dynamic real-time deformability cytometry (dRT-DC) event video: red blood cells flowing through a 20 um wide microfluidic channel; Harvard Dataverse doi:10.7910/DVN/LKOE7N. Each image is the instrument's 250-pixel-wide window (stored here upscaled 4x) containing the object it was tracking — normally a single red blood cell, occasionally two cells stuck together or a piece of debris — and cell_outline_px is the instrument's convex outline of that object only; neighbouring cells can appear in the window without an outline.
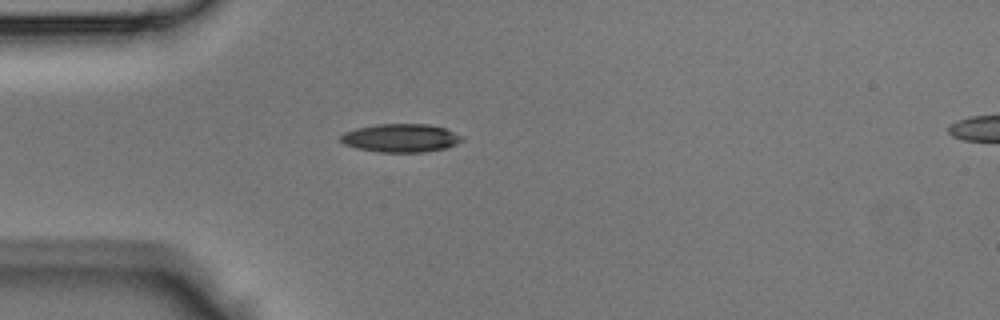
{"species": "Egyptian fruit bat (a non-hibernating species)", "species_latin": "Rousettus aegyptiacus", "temperature_condition": "room temperature", "stored_images_in_passage": 31, "camera_frame_rate_fps": 3000, "um_per_image_px": 0.085, "animal": {"sex": "male"}, "frame": {"image": 1, "passage_image": 1, "time_ms": 0.0, "image_size_px": [1000, 320], "cell_outline_px": [[464, 140], [456, 144], [444, 148], [420, 152], [380, 152], [356, 148], [344, 144], [340, 140], [340, 136], [344, 132], [356, 128], [376, 124], [428, 124], [444, 128], [464, 136]], "centroid_in_image_um": [34.05, 11.72], "position_along_channel_um": 50.9, "area_um2": 20.0}}
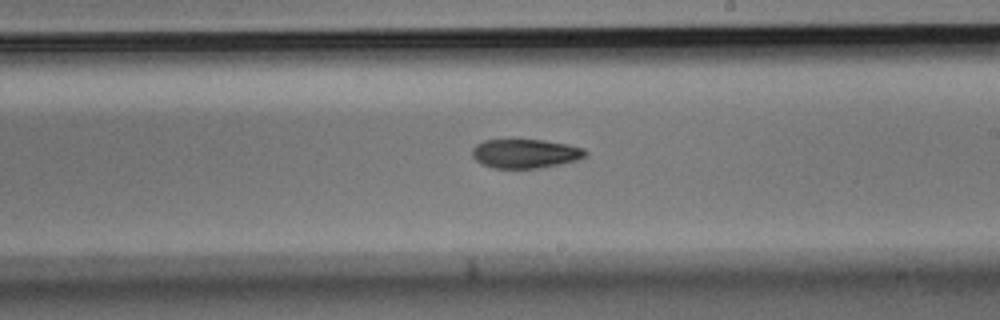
{"frame": {"image": 2, "passage_image": 14, "time_ms": 4.333, "image_size_px": [1000, 320], "cell_outline_px": [[588, 156], [576, 160], [536, 168], [492, 168], [480, 164], [472, 156], [472, 148], [476, 144], [484, 140], [512, 136], [544, 140], [568, 144], [584, 148], [588, 152]], "centroid_in_image_um": [44.59, 12.99], "position_along_channel_um": 244.4, "area_um2": 20.06}}
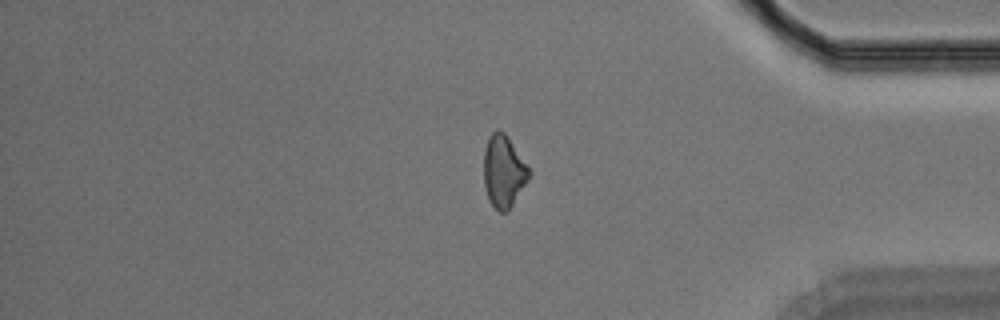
{"frame": {"image": 3, "passage_image": 25, "time_ms": 8.0, "image_size_px": [1000, 320], "cell_outline_px": [[532, 172], [528, 180], [508, 212], [500, 212], [488, 200], [484, 184], [484, 152], [488, 136], [496, 128], [504, 132], [508, 136]], "centroid_in_image_um": [42.81, 14.55], "position_along_channel_um": 392.4, "area_um2": 19.19}}